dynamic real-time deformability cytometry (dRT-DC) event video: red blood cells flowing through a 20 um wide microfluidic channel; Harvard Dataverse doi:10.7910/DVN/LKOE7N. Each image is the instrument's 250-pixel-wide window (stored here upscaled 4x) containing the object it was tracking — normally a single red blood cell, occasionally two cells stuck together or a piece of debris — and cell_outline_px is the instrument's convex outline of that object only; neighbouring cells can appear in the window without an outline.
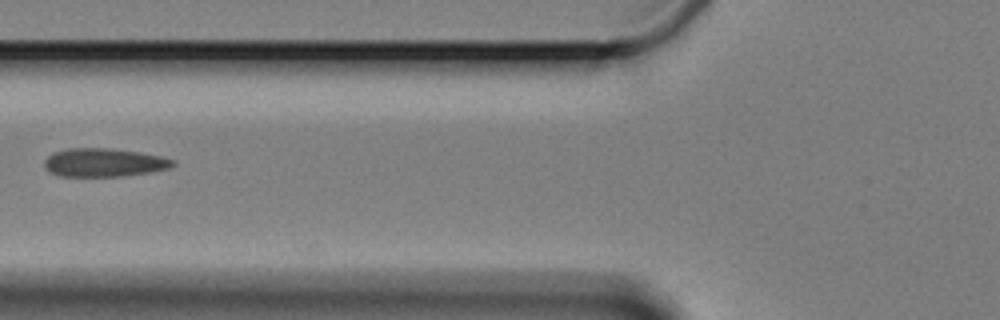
{"species": "Egyptian fruit bat (a non-hibernating species)", "species_latin": "Rousettus aegyptiacus", "temperature_condition": "cold", "stored_images_in_passage": 2, "camera_frame_rate_fps": 3000, "um_per_image_px": 0.085, "animal": {"sex": "female"}, "frame": {"image": 1, "passage_image": 2, "time_ms": 1.333, "image_size_px": [1000, 320], "cell_outline_px": [[176, 164], [168, 168], [148, 172], [120, 176], [60, 176], [52, 172], [44, 164], [44, 160], [52, 152], [68, 148], [112, 148], [140, 152], [160, 156], [176, 160]], "centroid_in_image_um": [8.85, 13.8], "position_along_channel_um": 117.0, "area_um2": 21.15}}